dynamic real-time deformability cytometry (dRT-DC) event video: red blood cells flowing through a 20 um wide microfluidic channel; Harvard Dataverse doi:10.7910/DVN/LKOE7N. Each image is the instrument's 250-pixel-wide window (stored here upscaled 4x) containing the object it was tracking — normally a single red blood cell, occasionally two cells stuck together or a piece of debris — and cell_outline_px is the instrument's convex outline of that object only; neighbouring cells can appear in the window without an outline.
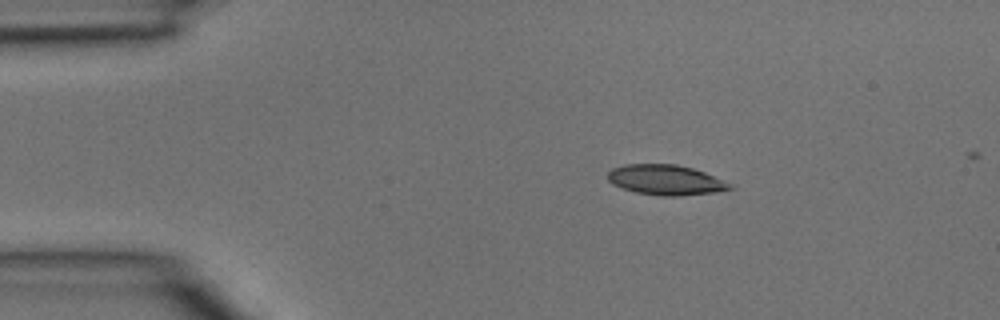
{"species": "common noctule bat (a hibernating species)", "species_latin": "Nyctalus noctula", "temperature_condition": "room temperature", "stored_images_in_passage": 3, "camera_frame_rate_fps": 3000, "um_per_image_px": 0.085, "animal": {"sex": "male", "body_mass_g": 15.6}, "frame": {"image": 1, "passage_image": 1, "time_ms": 0.0, "image_size_px": [1000, 320], "cell_outline_px": [[732, 188], [712, 192], [680, 196], [664, 196], [636, 192], [612, 184], [608, 180], [608, 172], [612, 168], [624, 164], [676, 164], [692, 168], [704, 172], [732, 184]], "centroid_in_image_um": [56.55, 15.28], "position_along_channel_um": 28.5, "area_um2": 21.21}}